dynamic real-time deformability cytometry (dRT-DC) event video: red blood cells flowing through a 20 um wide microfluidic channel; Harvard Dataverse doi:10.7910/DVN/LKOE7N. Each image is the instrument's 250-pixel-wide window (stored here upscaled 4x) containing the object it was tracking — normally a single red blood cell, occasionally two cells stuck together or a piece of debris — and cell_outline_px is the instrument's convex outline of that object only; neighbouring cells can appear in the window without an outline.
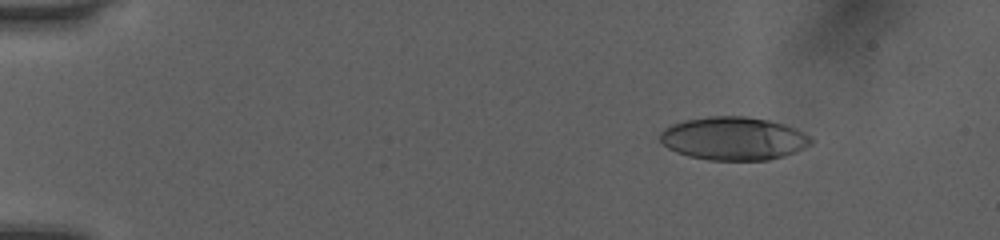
{"species": "human", "species_latin": "Homo sapiens", "temperature_condition": "room temperature", "stored_images_in_passage": 46, "camera_frame_rate_fps": 3000, "um_per_image_px": 0.085, "donor": {"sex": "female"}, "frame": {"image": 1, "passage_image": 7, "time_ms": 2.0, "image_size_px": [1000, 240], "cell_outline_px": [[816, 140], [812, 144], [796, 152], [784, 156], [768, 160], [708, 160], [688, 156], [676, 152], [668, 148], [660, 140], [660, 132], [664, 128], [672, 124], [688, 120], [708, 116], [748, 116], [768, 120], [784, 124], [796, 128], [804, 132]], "centroid_in_image_um": [62.4, 11.77], "position_along_channel_um": 22.6, "area_um2": 38.26}}
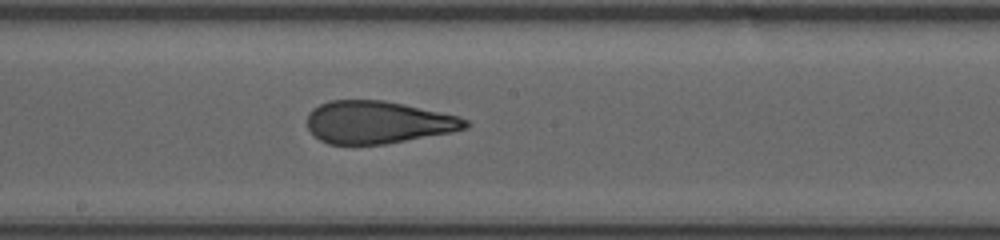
{"frame": {"image": 2, "passage_image": 29, "time_ms": 9.333, "image_size_px": [1000, 240], "cell_outline_px": [[468, 128], [452, 132], [384, 144], [328, 144], [320, 140], [308, 128], [308, 112], [312, 108], [328, 100], [384, 100], [404, 104], [460, 116], [468, 120]], "centroid_in_image_um": [32.13, 10.38], "position_along_channel_um": 216.1, "area_um2": 39.19}}
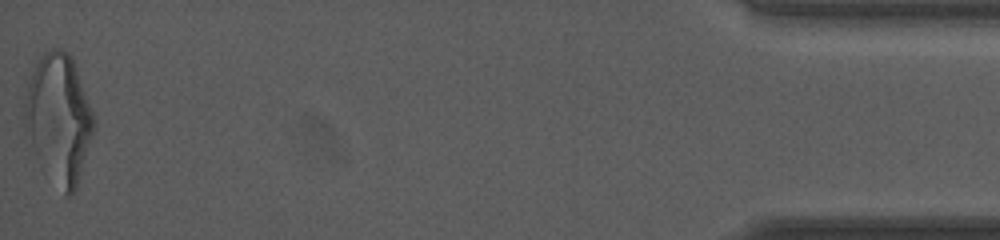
{"frame": {"image": 3, "passage_image": 46, "time_ms": 15.0, "image_size_px": [1000, 240], "cell_outline_px": [[96, 124], [76, 188], [68, 196], [64, 196], [28, 152], [24, 136], [20, 116], [24, 96], [32, 72], [40, 56], [44, 52], [52, 48], [60, 48], [68, 52], [72, 56], [92, 112]], "centroid_in_image_um": [4.9, 10.13], "position_along_channel_um": 430.3, "area_um2": 53.52}, "authors_computed_cell_mechanics": {"area_um2": 39.8242, "velocity_mm_per_s": 4.0938, "shape_relaxation_time_tau1_ms": 5.4289, "shape_relaxation_time_tau2_ms": 1.0819, "deformation_change_tau1": 0.2248, "deformation_change_tau2": 0.1012}}